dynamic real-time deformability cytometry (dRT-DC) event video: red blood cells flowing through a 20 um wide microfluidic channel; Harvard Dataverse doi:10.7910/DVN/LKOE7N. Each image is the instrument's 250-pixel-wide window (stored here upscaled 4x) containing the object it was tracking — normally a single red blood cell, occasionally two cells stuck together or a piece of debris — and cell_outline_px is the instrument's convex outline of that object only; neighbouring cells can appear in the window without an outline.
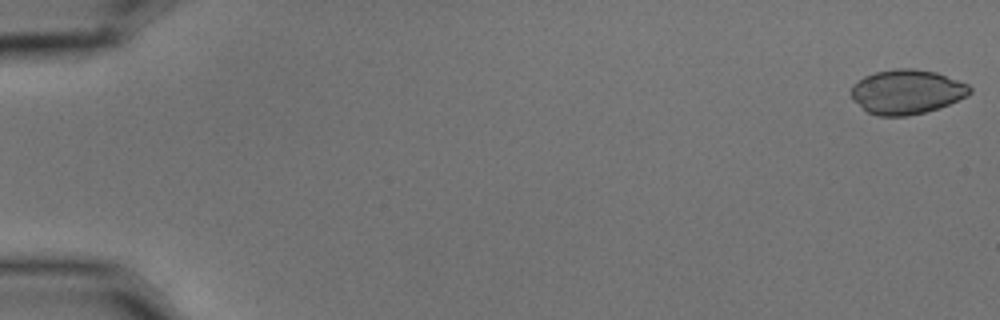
{"species": "common noctule bat (a hibernating species)", "species_latin": "Nyctalus noctula", "temperature_condition": "cold", "stored_images_in_passage": 6, "camera_frame_rate_fps": 3000, "um_per_image_px": 0.085, "animal": {"sex": "male", "body_mass_g": 15.6}, "frame": {"image": 1, "passage_image": 1, "time_ms": 0.0, "image_size_px": [1000, 320], "cell_outline_px": [[972, 92], [968, 96], [940, 108], [908, 116], [880, 116], [868, 112], [852, 100], [852, 84], [864, 76], [876, 72], [896, 68], [912, 68], [936, 72], [968, 84], [972, 88]], "centroid_in_image_um": [77.09, 7.8], "position_along_channel_um": 7.9, "area_um2": 30.87}}
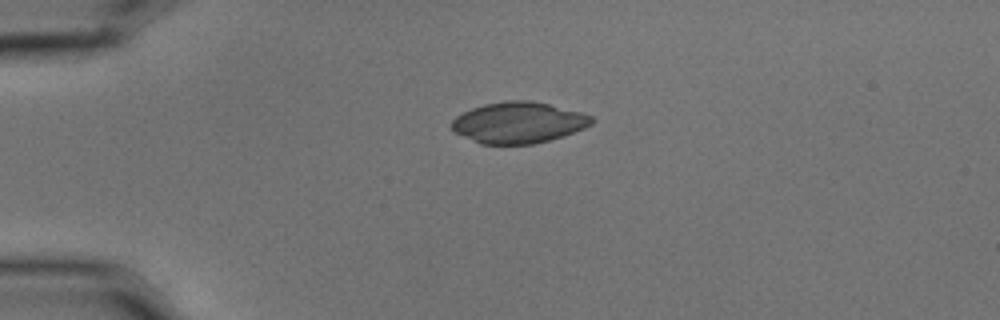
{"frame": {"image": 2, "passage_image": 4, "time_ms": 1.0, "image_size_px": [1000, 320], "cell_outline_px": [[596, 120], [592, 124], [584, 128], [564, 136], [532, 144], [480, 144], [456, 132], [452, 128], [452, 120], [456, 116], [472, 108], [484, 104], [508, 100], [528, 100], [548, 104], [580, 112], [592, 116]], "centroid_in_image_um": [44.09, 10.42], "position_along_channel_um": 40.9, "area_um2": 33.35}}